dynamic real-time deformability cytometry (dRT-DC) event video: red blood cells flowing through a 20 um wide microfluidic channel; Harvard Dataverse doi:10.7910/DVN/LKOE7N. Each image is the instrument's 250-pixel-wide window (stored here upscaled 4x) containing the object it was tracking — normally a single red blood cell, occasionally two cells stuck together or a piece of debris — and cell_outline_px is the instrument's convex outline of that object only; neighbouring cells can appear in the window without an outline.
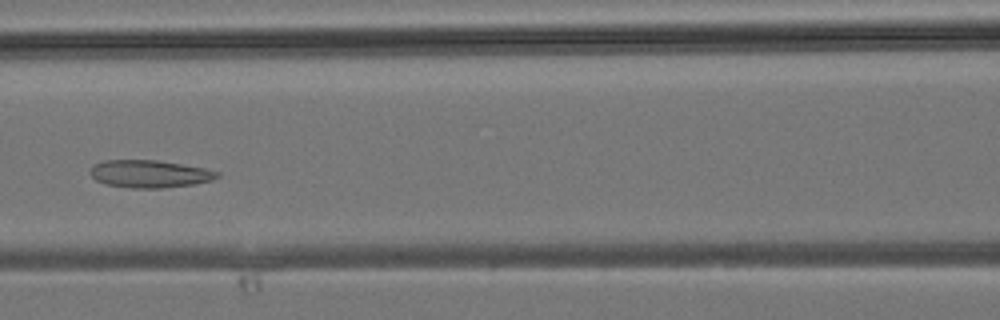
{"species": "common noctule bat (a hibernating species)", "species_latin": "Nyctalus noctula", "temperature_condition": "room temperature", "stored_images_in_passage": 37, "camera_frame_rate_fps": 3000, "um_per_image_px": 0.085, "animal": {"sex": "male", "body_mass_g": 19.2, "forearm_length_mm": 51.8}, "frame": {"image": 1, "passage_image": 16, "time_ms": 5.0, "image_size_px": [1000, 320], "cell_outline_px": [[220, 176], [212, 180], [192, 184], [160, 188], [132, 188], [104, 184], [96, 180], [88, 172], [92, 164], [104, 160], [156, 160], [204, 168], [220, 172]], "centroid_in_image_um": [12.66, 14.77], "position_along_channel_um": 153.9, "area_um2": 20.4}}
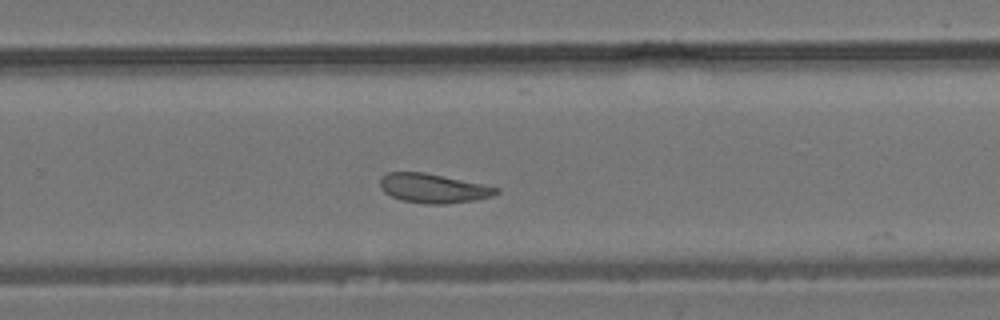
{"frame": {"image": 2, "passage_image": 24, "time_ms": 7.667, "image_size_px": [1000, 320], "cell_outline_px": [[500, 192], [492, 196], [476, 200], [448, 204], [424, 204], [400, 200], [384, 192], [380, 188], [380, 180], [388, 172], [424, 172], [500, 188]], "centroid_in_image_um": [36.83, 16.02], "position_along_channel_um": 293.0, "area_um2": 19.77}}
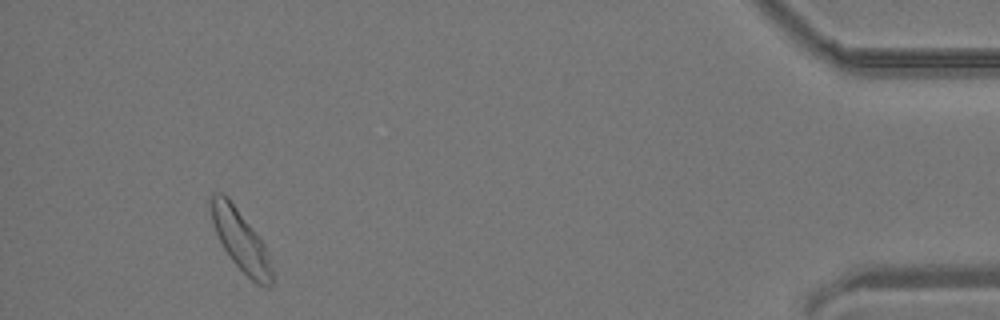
{"frame": {"image": 3, "passage_image": 35, "time_ms": 11.333, "image_size_px": [1000, 320], "cell_outline_px": [[272, 284], [268, 288], [256, 284], [232, 260], [224, 248], [216, 232], [212, 220], [208, 200], [216, 192], [220, 192], [228, 196], [264, 244], [272, 268]], "centroid_in_image_um": [20.44, 20.41], "position_along_channel_um": 414.8, "area_um2": 21.27}}